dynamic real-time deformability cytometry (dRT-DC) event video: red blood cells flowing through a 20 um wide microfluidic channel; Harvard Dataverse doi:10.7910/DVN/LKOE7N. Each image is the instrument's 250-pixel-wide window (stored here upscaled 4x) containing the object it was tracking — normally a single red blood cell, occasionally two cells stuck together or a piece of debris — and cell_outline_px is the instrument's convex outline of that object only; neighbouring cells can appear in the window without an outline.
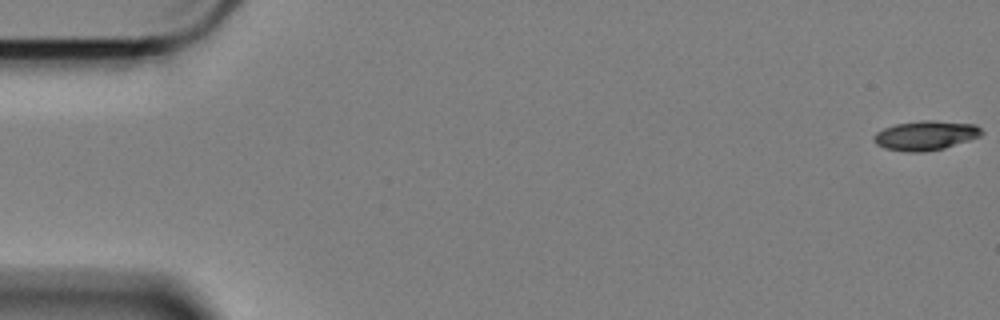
{"species": "Egyptian fruit bat (a non-hibernating species)", "species_latin": "Rousettus aegyptiacus", "temperature_condition": "cold", "stored_images_in_passage": 61, "camera_frame_rate_fps": 3000, "um_per_image_px": 0.085, "animal": {"sex": "female"}, "frame": {"image": 1, "passage_image": 1, "time_ms": 0.0, "image_size_px": [1000, 320], "cell_outline_px": [[984, 132], [980, 136], [944, 148], [920, 152], [908, 152], [884, 148], [876, 144], [872, 140], [872, 136], [876, 132], [884, 128], [896, 124], [920, 120], [932, 120], [976, 124]], "centroid_in_image_um": [78.65, 11.5], "position_along_channel_um": 6.4, "area_um2": 18.5}}
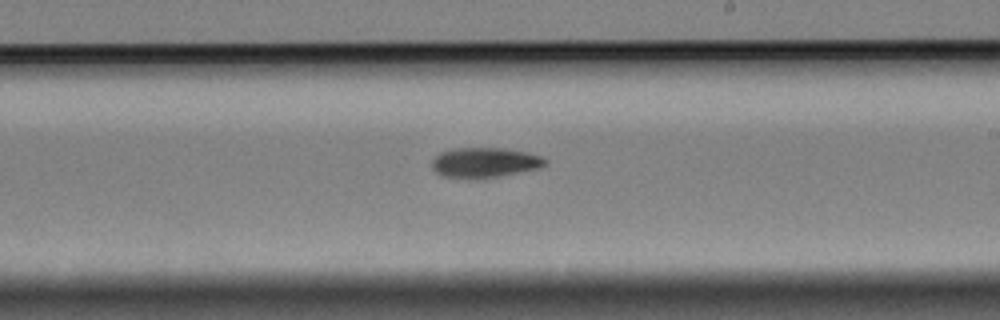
{"frame": {"image": 2, "passage_image": 35, "time_ms": 11.333, "image_size_px": [1000, 320], "cell_outline_px": [[548, 160], [540, 168], [500, 176], [476, 180], [440, 176], [432, 168], [432, 160], [440, 152], [456, 148], [500, 148], [528, 152], [540, 156]], "centroid_in_image_um": [41.17, 13.84], "position_along_channel_um": 247.8, "area_um2": 20.06}}
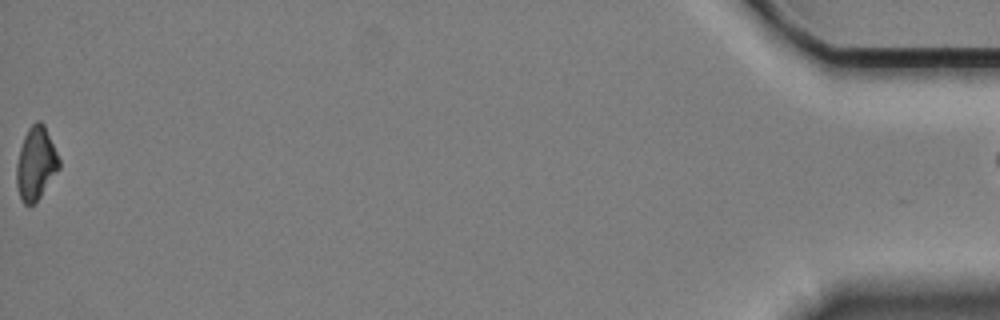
{"frame": {"image": 3, "passage_image": 60, "time_ms": 19.667, "image_size_px": [1000, 320], "cell_outline_px": [[60, 168], [36, 204], [24, 204], [20, 196], [16, 184], [16, 164], [20, 148], [24, 136], [28, 128], [36, 120], [40, 120], [44, 124], [60, 160]], "centroid_in_image_um": [3.05, 13.9], "position_along_channel_um": 432.1, "area_um2": 18.21}, "authors_computed_cell_mechanics": {"area_um2": 19.0162, "velocity_mm_per_s": 3.3723, "shape_relaxation_time_tau1_ms": 3.775, "shape_relaxation_time_tau2_ms": null, "deformation_change_tau1": 0.1281, "deformation_change_tau2": null}}